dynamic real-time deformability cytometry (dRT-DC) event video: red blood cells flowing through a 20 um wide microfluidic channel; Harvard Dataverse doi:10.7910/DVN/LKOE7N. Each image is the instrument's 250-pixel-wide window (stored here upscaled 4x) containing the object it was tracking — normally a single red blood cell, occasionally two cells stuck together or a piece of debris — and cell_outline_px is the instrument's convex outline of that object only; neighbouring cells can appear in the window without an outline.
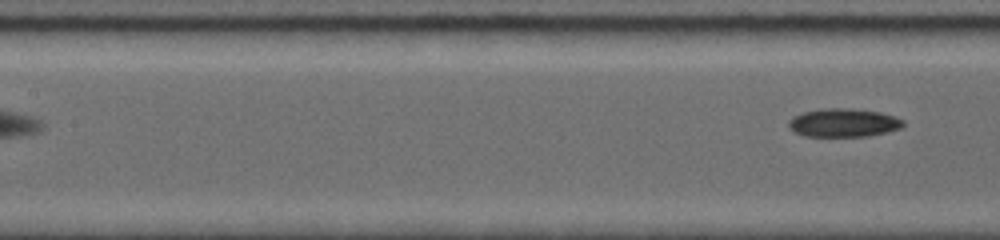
{"species": "common noctule bat (a hibernating species)", "species_latin": "Nyctalus noctula", "temperature_condition": "room temperature", "stored_images_in_passage": 5, "segment_of_instrument_passage": [2, 2], "camera_frame_rate_fps": 5000, "um_per_image_px": 0.085, "animal": {"sex": "female", "body_mass_g": 19.0, "forearm_length_mm": 56.7}, "frame": {"image": 1, "passage_image": 5, "time_ms": 3.6, "image_size_px": [1000, 240], "cell_outline_px": [[904, 124], [900, 128], [888, 132], [868, 136], [804, 136], [788, 128], [788, 120], [792, 116], [804, 112], [820, 108], [852, 108], [880, 112], [904, 120]], "centroid_in_image_um": [71.67, 10.43], "position_along_channel_um": 135.7, "area_um2": 19.07}}